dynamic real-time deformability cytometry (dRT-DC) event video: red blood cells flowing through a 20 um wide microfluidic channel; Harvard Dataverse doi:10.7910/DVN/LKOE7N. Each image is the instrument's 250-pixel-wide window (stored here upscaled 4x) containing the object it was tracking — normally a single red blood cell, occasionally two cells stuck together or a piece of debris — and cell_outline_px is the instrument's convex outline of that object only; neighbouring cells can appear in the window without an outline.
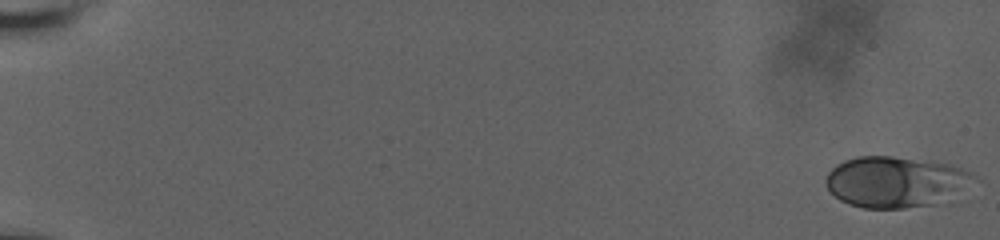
{"species": "human", "species_latin": "Homo sapiens", "temperature_condition": "room temperature", "stored_images_in_passage": 60, "camera_frame_rate_fps": 3000, "um_per_image_px": 0.085, "donor": {"sex": "male"}, "frame": {"image": 1, "passage_image": 1, "time_ms": 0.0, "image_size_px": [1000, 240], "cell_outline_px": [[980, 180], [932, 204], [904, 208], [864, 208], [840, 200], [824, 184], [824, 180], [828, 172], [836, 164], [844, 160], [856, 156], [892, 156], [948, 164], [960, 168], [976, 176]], "centroid_in_image_um": [76.06, 15.44], "position_along_channel_um": 8.9, "area_um2": 43.35}}
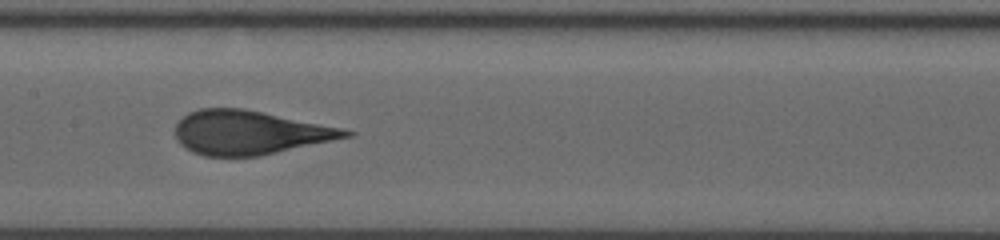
{"frame": {"image": 2, "passage_image": 33, "time_ms": 10.667, "image_size_px": [1000, 240], "cell_outline_px": [[356, 132], [352, 136], [260, 156], [204, 156], [192, 152], [184, 148], [176, 140], [176, 124], [188, 112], [200, 108], [244, 108], [344, 128]], "centroid_in_image_um": [21.21, 11.26], "position_along_channel_um": 186.2, "area_um2": 43.75}}
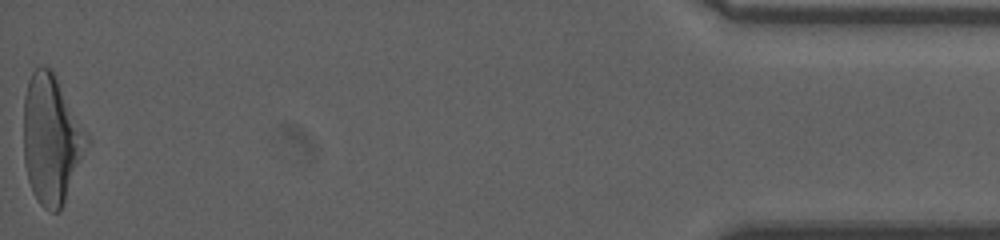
{"frame": {"image": 3, "passage_image": 60, "time_ms": 19.667, "image_size_px": [1000, 240], "cell_outline_px": [[92, 140], [64, 200], [60, 208], [56, 212], [52, 212], [44, 208], [40, 204], [32, 192], [28, 180], [24, 160], [24, 96], [28, 80], [32, 72], [36, 68], [44, 64], [52, 68], [88, 132]], "centroid_in_image_um": [4.39, 11.78], "position_along_channel_um": 430.8, "area_um2": 47.97}, "authors_computed_cell_mechanics": {"area_um2": 43.7835, "velocity_mm_per_s": 3.6564, "shape_relaxation_time_tau1_ms": 5.4017, "shape_relaxation_time_tau2_ms": null, "deformation_change_tau1": 0.1886, "deformation_change_tau2": null}}